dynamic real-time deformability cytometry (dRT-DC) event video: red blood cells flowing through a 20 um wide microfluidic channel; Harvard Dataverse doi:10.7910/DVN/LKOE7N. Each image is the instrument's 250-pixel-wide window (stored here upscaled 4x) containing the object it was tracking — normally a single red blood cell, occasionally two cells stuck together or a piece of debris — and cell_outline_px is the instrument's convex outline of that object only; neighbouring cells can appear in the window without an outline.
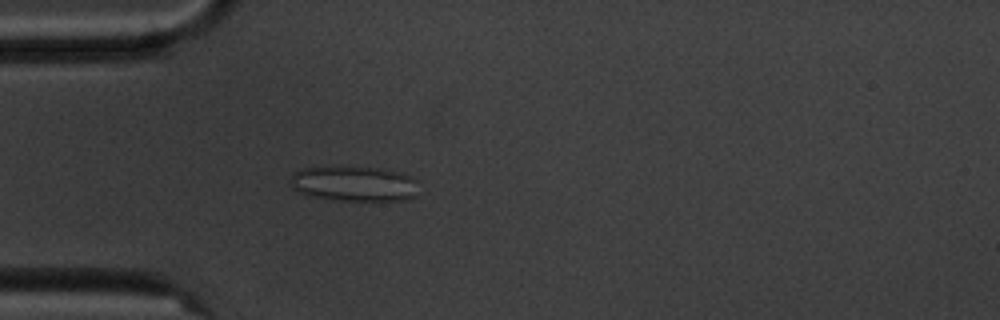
{"species": "common noctule bat (a hibernating species)", "species_latin": "Nyctalus noctula", "temperature_condition": "cold", "stored_images_in_passage": 2, "camera_frame_rate_fps": 3000, "um_per_image_px": 0.085, "animal": {"sex": "male", "body_mass_g": 20.1, "forearm_length_mm": 53.5}, "frame": {"image": 1, "passage_image": 2, "time_ms": 1.333, "image_size_px": [1000, 320], "cell_outline_px": [[416, 196], [408, 200], [340, 200], [308, 196], [292, 188], [292, 172], [300, 168], [336, 164], [400, 172], [416, 180]], "centroid_in_image_um": [30.03, 15.59], "position_along_channel_um": 55.0, "area_um2": 26.65}}